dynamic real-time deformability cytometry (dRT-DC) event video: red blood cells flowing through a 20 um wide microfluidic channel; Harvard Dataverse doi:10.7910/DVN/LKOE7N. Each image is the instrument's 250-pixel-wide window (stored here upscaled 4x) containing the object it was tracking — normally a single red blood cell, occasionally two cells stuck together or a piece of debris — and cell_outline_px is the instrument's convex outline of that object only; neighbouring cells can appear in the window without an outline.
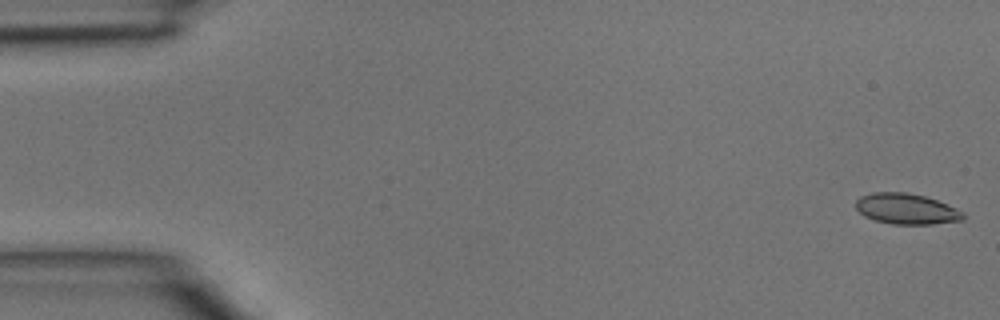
{"species": "common noctule bat (a hibernating species)", "species_latin": "Nyctalus noctula", "temperature_condition": "room temperature", "stored_images_in_passage": 40, "camera_frame_rate_fps": 3000, "um_per_image_px": 0.085, "animal": {"sex": "male", "body_mass_g": 15.6}, "frame": {"image": 1, "passage_image": 1, "time_ms": 0.0, "image_size_px": [1000, 320], "cell_outline_px": [[964, 220], [932, 224], [892, 224], [876, 220], [864, 216], [856, 208], [856, 200], [860, 196], [872, 192], [908, 192], [924, 196], [936, 200], [956, 208], [964, 212]], "centroid_in_image_um": [77.04, 17.75], "position_along_channel_um": 8.0, "area_um2": 19.19}}
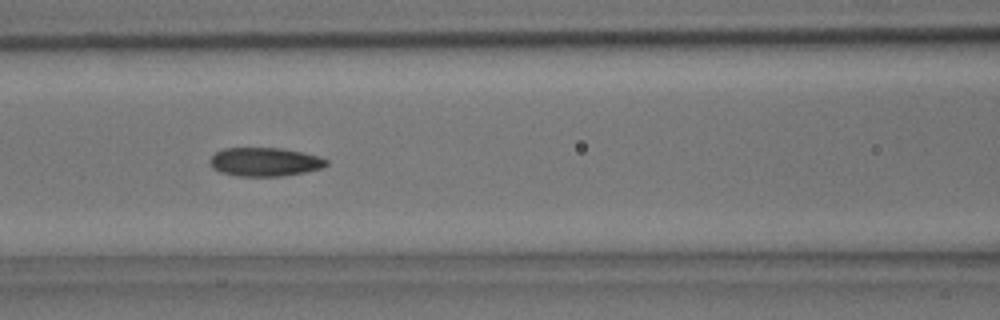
{"frame": {"image": 2, "passage_image": 19, "time_ms": 6.0, "image_size_px": [1000, 320], "cell_outline_px": [[328, 164], [324, 168], [304, 172], [280, 176], [236, 176], [220, 172], [212, 168], [208, 164], [212, 156], [216, 152], [224, 148], [280, 148], [320, 156], [328, 160]], "centroid_in_image_um": [22.5, 13.76], "position_along_channel_um": 144.1, "area_um2": 19.54}}
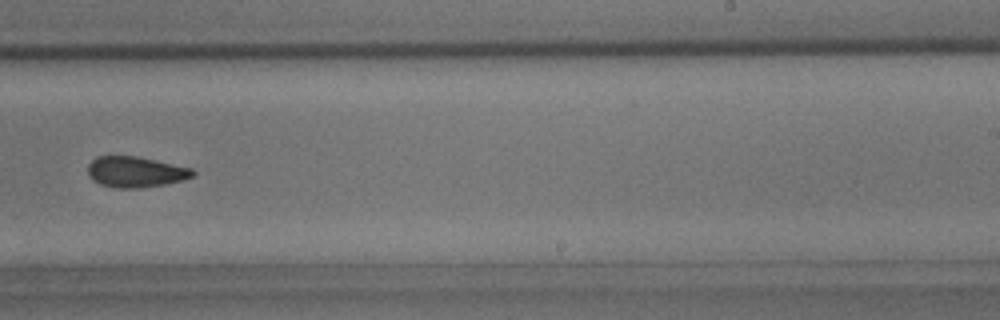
{"frame": {"image": 3, "passage_image": 28, "time_ms": 9.0, "image_size_px": [1000, 320], "cell_outline_px": [[196, 176], [184, 180], [164, 184], [140, 188], [116, 188], [100, 184], [92, 180], [88, 176], [88, 164], [96, 156], [136, 156], [192, 168], [196, 172]], "centroid_in_image_um": [11.53, 14.62], "position_along_channel_um": 277.5, "area_um2": 18.96}}